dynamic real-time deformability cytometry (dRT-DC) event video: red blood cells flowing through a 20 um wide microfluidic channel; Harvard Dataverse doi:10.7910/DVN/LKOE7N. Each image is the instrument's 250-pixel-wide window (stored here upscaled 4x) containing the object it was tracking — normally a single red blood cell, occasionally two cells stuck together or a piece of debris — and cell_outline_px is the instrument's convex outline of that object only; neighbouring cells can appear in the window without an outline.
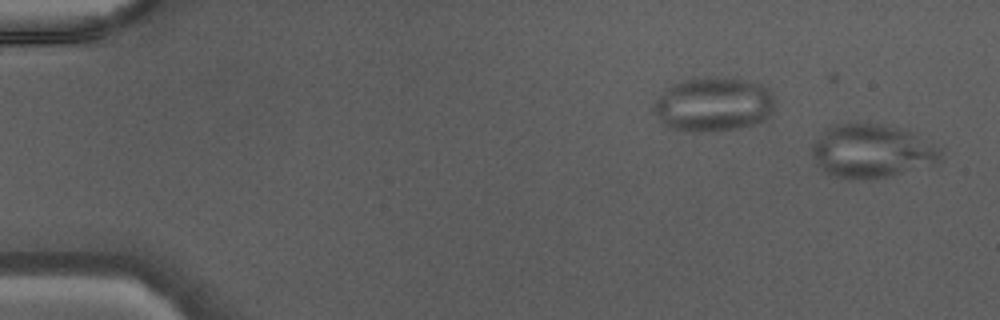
{"species": "Egyptian fruit bat (a non-hibernating species)", "species_latin": "Rousettus aegyptiacus", "temperature_condition": "warm", "stored_images_in_passage": 10, "camera_frame_rate_fps": 3000, "um_per_image_px": 0.085, "animal": {"sex": "male"}, "frame": {"image": 1, "passage_image": 1, "time_ms": 0.0, "image_size_px": [1000, 320], "cell_outline_px": [[940, 160], [884, 176], [852, 180], [848, 180], [824, 172], [816, 164], [812, 152], [812, 144], [824, 128], [828, 124], [860, 120], [880, 124], [912, 132], [932, 144], [940, 152]], "centroid_in_image_um": [73.93, 12.77], "position_along_channel_um": 11.1, "area_um2": 39.77}}